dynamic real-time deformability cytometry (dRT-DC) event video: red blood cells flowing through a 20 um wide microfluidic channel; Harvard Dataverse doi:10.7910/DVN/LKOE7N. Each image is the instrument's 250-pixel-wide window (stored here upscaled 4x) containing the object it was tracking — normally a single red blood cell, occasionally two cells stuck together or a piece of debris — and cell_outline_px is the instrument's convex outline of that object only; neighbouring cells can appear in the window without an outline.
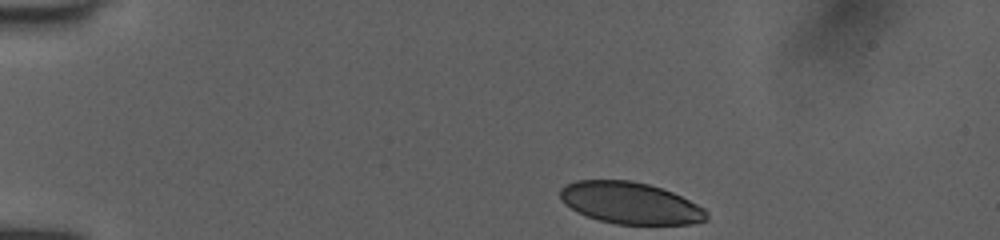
{"species": "human", "species_latin": "Homo sapiens", "temperature_condition": "room temperature", "stored_images_in_passage": 38, "camera_frame_rate_fps": 3000, "um_per_image_px": 0.085, "donor": {"sex": "female"}, "frame": {"image": 1, "passage_image": 1, "time_ms": 0.0, "image_size_px": [1000, 240], "cell_outline_px": [[708, 220], [692, 224], [616, 224], [600, 220], [576, 212], [564, 204], [560, 196], [560, 188], [564, 184], [576, 180], [632, 180], [648, 184], [672, 192], [704, 208], [708, 212]], "centroid_in_image_um": [53.55, 17.25], "position_along_channel_um": 31.4, "area_um2": 35.66}}
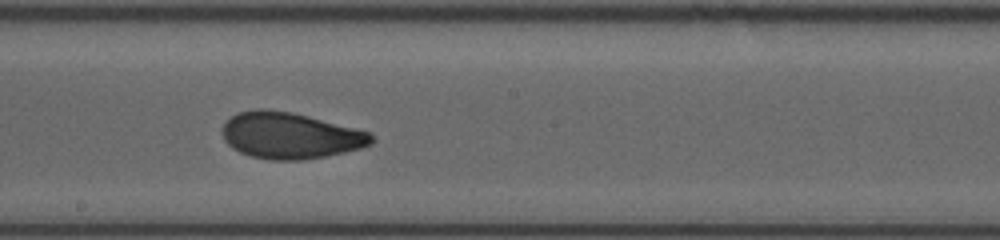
{"frame": {"image": 2, "passage_image": 21, "time_ms": 6.667, "image_size_px": [1000, 240], "cell_outline_px": [[372, 144], [360, 148], [344, 152], [324, 156], [300, 160], [272, 160], [252, 156], [240, 152], [232, 148], [224, 140], [224, 124], [236, 112], [260, 108], [264, 108], [292, 112], [372, 132]], "centroid_in_image_um": [24.67, 11.51], "position_along_channel_um": 223.5, "area_um2": 40.0}}
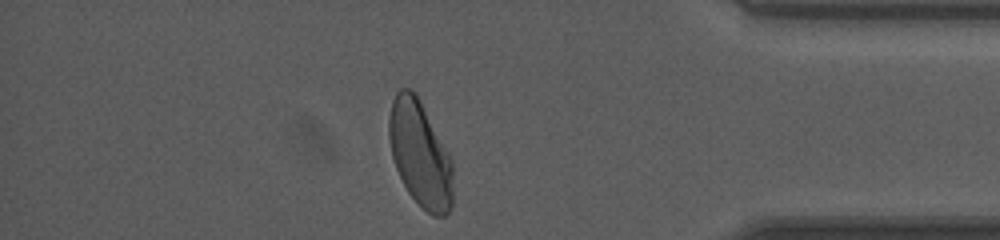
{"frame": {"image": 3, "passage_image": 36, "time_ms": 11.667, "image_size_px": [1000, 240], "cell_outline_px": [[452, 208], [444, 216], [432, 216], [408, 192], [396, 168], [392, 156], [388, 136], [388, 120], [392, 100], [396, 92], [400, 88], [408, 88], [420, 100], [448, 152], [452, 160]], "centroid_in_image_um": [35.7, 13.09], "position_along_channel_um": 399.5, "area_um2": 39.07}, "authors_computed_cell_mechanics": {"area_um2": 39.3907, "velocity_mm_per_s": 4.0249, "shape_relaxation_time_tau1_ms": 4.3211, "shape_relaxation_time_tau2_ms": 1.0936, "deformation_change_tau1": 0.1545, "deformation_change_tau2": 0.0659}}